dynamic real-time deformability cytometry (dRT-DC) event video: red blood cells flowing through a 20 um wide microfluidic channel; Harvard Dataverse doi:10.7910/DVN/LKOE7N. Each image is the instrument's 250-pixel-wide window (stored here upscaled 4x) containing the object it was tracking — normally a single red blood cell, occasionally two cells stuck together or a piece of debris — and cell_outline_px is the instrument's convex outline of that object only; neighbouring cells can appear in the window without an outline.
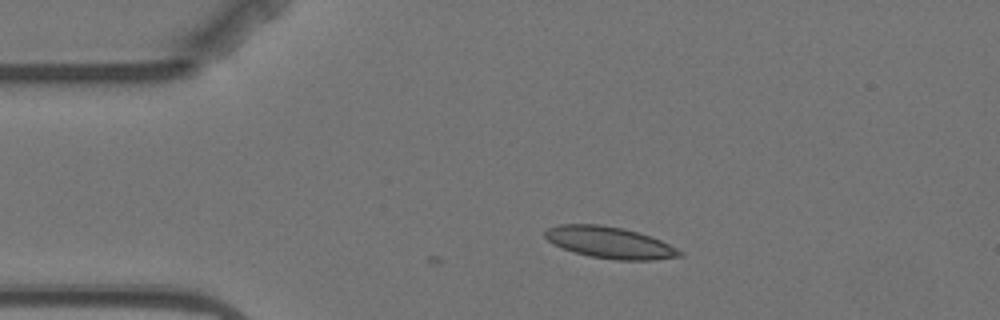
{"species": "Egyptian fruit bat (a non-hibernating species)", "species_latin": "Rousettus aegyptiacus", "temperature_condition": "warm", "stored_images_in_passage": 2, "camera_frame_rate_fps": 3000, "um_per_image_px": 0.085, "animal": {"sex": "female"}, "frame": {"image": 1, "passage_image": 2, "time_ms": 1.0, "image_size_px": [1000, 320], "cell_outline_px": [[684, 256], [652, 260], [616, 260], [588, 256], [552, 244], [544, 236], [544, 232], [548, 228], [560, 224], [600, 224], [624, 228], [660, 240], [684, 252]], "centroid_in_image_um": [51.82, 20.62], "position_along_channel_um": 33.2, "area_um2": 24.68}}